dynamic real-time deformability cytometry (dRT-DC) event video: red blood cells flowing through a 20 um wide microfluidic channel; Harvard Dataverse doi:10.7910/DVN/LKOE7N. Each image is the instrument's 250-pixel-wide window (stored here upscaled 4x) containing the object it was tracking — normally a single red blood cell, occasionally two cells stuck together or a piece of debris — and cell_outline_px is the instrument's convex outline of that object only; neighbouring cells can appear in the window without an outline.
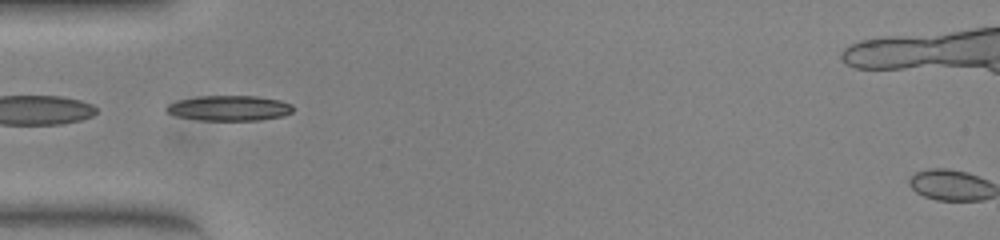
{"species": "common noctule bat (a hibernating species)", "species_latin": "Nyctalus noctula", "temperature_condition": "warm", "stored_images_in_passage": 9, "camera_frame_rate_fps": 3000, "um_per_image_px": 0.085, "animal": {"sex": "female", "body_mass_g": 23.0, "forearm_length_mm": 53.4}, "frame": {"image": 1, "passage_image": 1, "time_ms": 0.0, "image_size_px": [1000, 240], "cell_outline_px": [[292, 112], [284, 116], [260, 120], [200, 120], [176, 116], [168, 112], [164, 108], [168, 104], [176, 100], [200, 96], [256, 96], [280, 100], [292, 104]], "centroid_in_image_um": [19.48, 9.19], "position_along_channel_um": 65.5, "area_um2": 18.67}}